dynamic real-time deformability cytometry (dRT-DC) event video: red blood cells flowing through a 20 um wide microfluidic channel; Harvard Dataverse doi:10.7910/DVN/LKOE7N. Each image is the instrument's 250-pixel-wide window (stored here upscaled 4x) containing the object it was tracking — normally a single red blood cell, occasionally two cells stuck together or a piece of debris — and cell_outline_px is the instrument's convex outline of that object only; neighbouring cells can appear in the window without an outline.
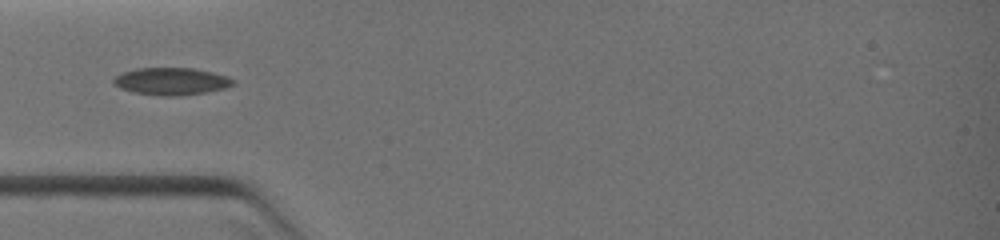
{"species": "common noctule bat (a hibernating species)", "species_latin": "Nyctalus noctula", "temperature_condition": "warm", "stored_images_in_passage": 15, "camera_frame_rate_fps": 3000, "um_per_image_px": 0.085, "animal": {"sex": "female", "body_mass_g": 19.0, "forearm_length_mm": 51.5}, "frame": {"image": 1, "passage_image": 1, "time_ms": 0.0, "image_size_px": [1000, 240], "cell_outline_px": [[236, 84], [224, 88], [204, 92], [176, 96], [160, 96], [132, 92], [120, 88], [112, 84], [112, 80], [116, 76], [124, 72], [136, 68], [192, 68], [212, 72], [228, 76], [236, 80]], "centroid_in_image_um": [14.56, 6.91], "position_along_channel_um": 70.4, "area_um2": 19.07}}
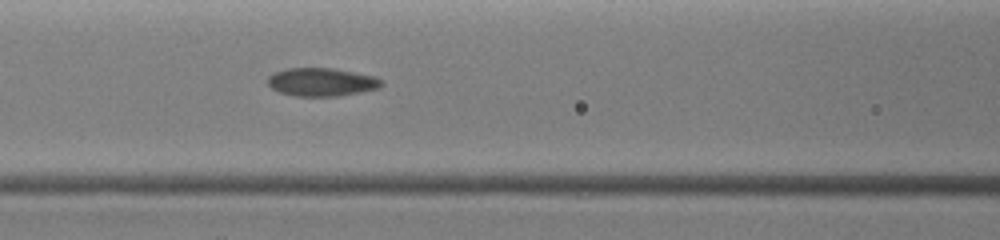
{"frame": {"image": 2, "passage_image": 8, "time_ms": 1.333, "image_size_px": [1000, 240], "cell_outline_px": [[384, 84], [376, 88], [360, 92], [340, 96], [296, 96], [280, 92], [272, 88], [268, 84], [268, 76], [276, 72], [288, 68], [332, 68], [372, 76], [380, 80]], "centroid_in_image_um": [27.3, 6.98], "position_along_channel_um": 139.3, "area_um2": 18.38}}
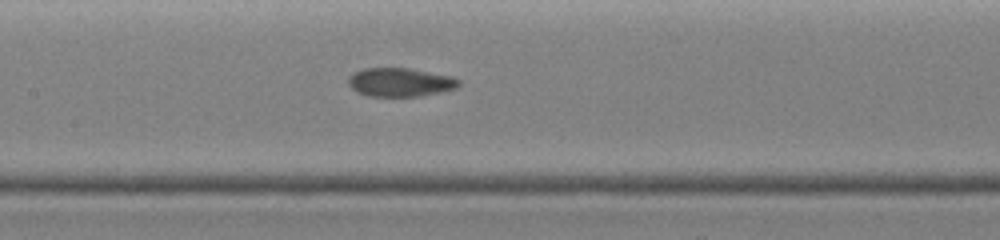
{"frame": {"image": 3, "passage_image": 12, "time_ms": 2.0, "image_size_px": [1000, 240], "cell_outline_px": [[460, 84], [456, 88], [440, 92], [420, 96], [368, 96], [356, 92], [348, 84], [348, 76], [352, 72], [364, 68], [408, 68], [452, 76], [460, 80]], "centroid_in_image_um": [33.98, 6.98], "position_along_channel_um": 173.4, "area_um2": 18.55}}